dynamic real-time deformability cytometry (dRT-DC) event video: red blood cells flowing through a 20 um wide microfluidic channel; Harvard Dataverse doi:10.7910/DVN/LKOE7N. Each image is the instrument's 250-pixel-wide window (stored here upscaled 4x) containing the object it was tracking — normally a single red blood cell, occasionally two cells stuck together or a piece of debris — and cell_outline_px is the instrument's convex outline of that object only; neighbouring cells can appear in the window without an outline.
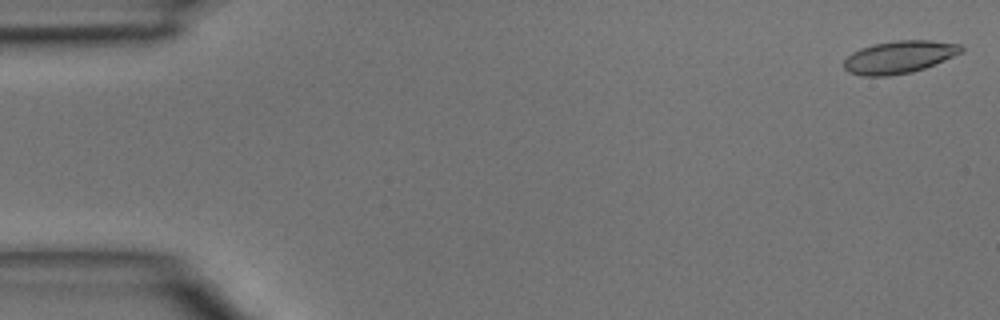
{"species": "common noctule bat (a hibernating species)", "species_latin": "Nyctalus noctula", "temperature_condition": "room temperature", "stored_images_in_passage": 45, "camera_frame_rate_fps": 3000, "um_per_image_px": 0.085, "animal": {"sex": "male", "body_mass_g": 15.6}, "frame": {"image": 1, "passage_image": 1, "time_ms": 0.0, "image_size_px": [1000, 320], "cell_outline_px": [[964, 52], [924, 68], [912, 72], [888, 76], [860, 76], [848, 72], [844, 68], [844, 60], [852, 52], [860, 48], [872, 44], [896, 40], [932, 40], [960, 44], [964, 48]], "centroid_in_image_um": [76.43, 4.84], "position_along_channel_um": 8.6, "area_um2": 22.43}}
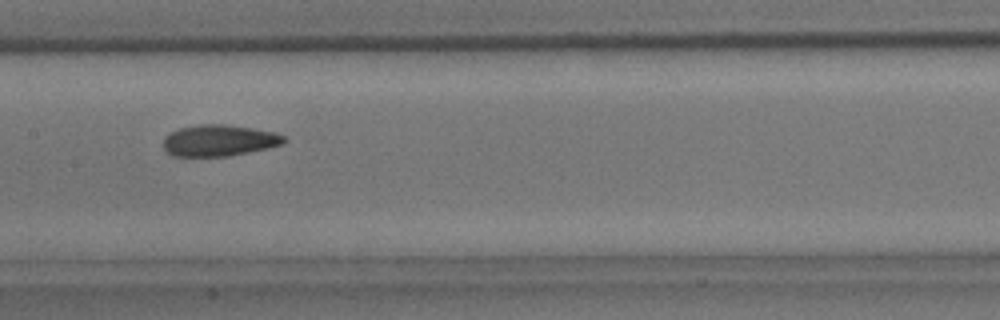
{"frame": {"image": 2, "passage_image": 22, "time_ms": 7.0, "image_size_px": [1000, 320], "cell_outline_px": [[288, 140], [284, 144], [268, 148], [228, 156], [172, 156], [164, 148], [164, 136], [180, 128], [204, 124], [224, 124], [252, 128], [276, 132], [284, 136]], "centroid_in_image_um": [18.67, 11.94], "position_along_channel_um": 188.7, "area_um2": 22.02}}
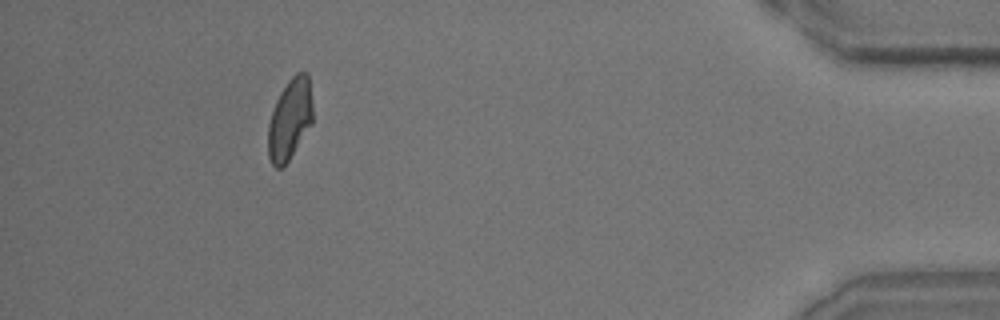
{"frame": {"image": 3, "passage_image": 41, "time_ms": 13.333, "image_size_px": [1000, 320], "cell_outline_px": [[312, 124], [288, 160], [280, 168], [276, 168], [272, 164], [268, 156], [268, 124], [276, 100], [280, 92], [288, 80], [296, 72], [308, 72], [312, 104]], "centroid_in_image_um": [24.63, 10.11], "position_along_channel_um": 410.6, "area_um2": 20.98}}